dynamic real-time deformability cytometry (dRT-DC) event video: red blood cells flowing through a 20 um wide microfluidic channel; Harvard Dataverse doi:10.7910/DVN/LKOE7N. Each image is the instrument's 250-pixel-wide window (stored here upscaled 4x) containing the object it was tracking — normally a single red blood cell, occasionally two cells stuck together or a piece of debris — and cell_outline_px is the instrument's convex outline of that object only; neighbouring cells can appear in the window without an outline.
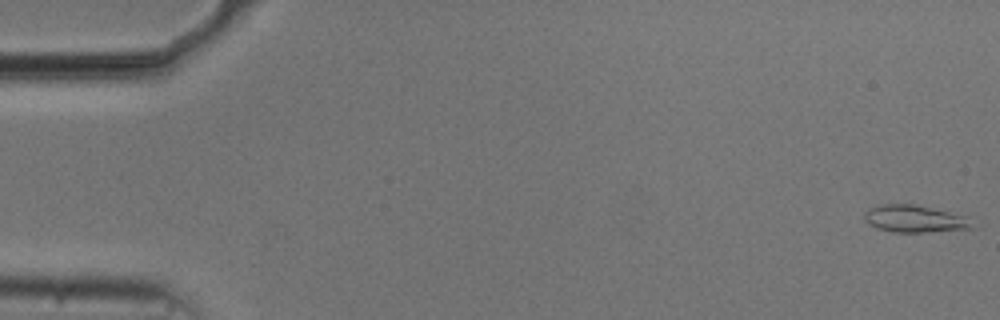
{"species": "common noctule bat (a hibernating species)", "species_latin": "Nyctalus noctula", "temperature_condition": "cold", "stored_images_in_passage": 54, "camera_frame_rate_fps": 3000, "um_per_image_px": 0.085, "animal": {"sex": "male", "body_mass_g": 20.5, "forearm_length_mm": 52.5}, "frame": {"image": 1, "passage_image": 1, "time_ms": 0.0, "image_size_px": [1000, 320], "cell_outline_px": [[976, 228], [928, 232], [892, 232], [876, 228], [868, 224], [864, 220], [864, 212], [868, 208], [880, 204], [916, 204], [968, 216]], "centroid_in_image_um": [77.75, 18.6], "position_along_channel_um": 7.2, "area_um2": 17.46}}
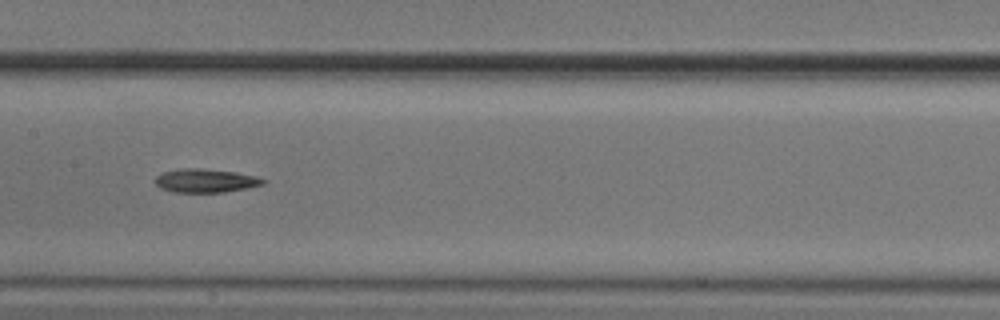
{"frame": {"image": 2, "passage_image": 27, "time_ms": 8.667, "image_size_px": [1000, 320], "cell_outline_px": [[268, 180], [264, 184], [248, 188], [224, 192], [176, 192], [160, 188], [156, 184], [156, 176], [164, 172], [180, 168], [200, 168], [236, 172], [256, 176]], "centroid_in_image_um": [17.51, 15.35], "position_along_channel_um": 189.9, "area_um2": 14.85}}
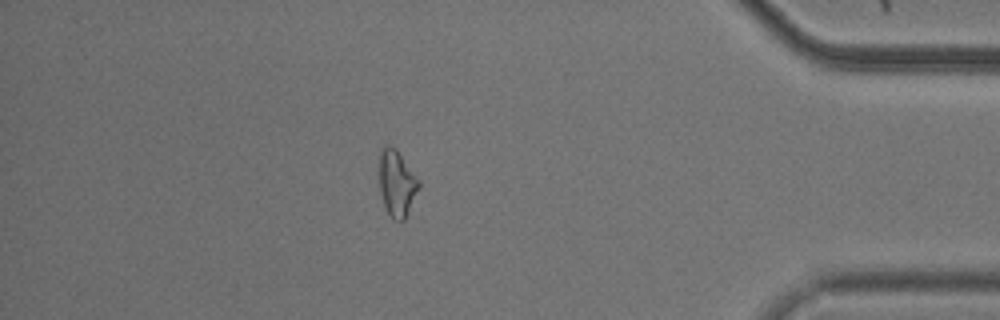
{"frame": {"image": 3, "passage_image": 47, "time_ms": 15.333, "image_size_px": [1000, 320], "cell_outline_px": [[420, 188], [404, 220], [396, 220], [388, 212], [384, 204], [380, 192], [380, 152], [384, 144], [388, 144], [396, 148], [420, 180]], "centroid_in_image_um": [33.75, 15.53], "position_along_channel_um": 401.4, "area_um2": 15.2}, "authors_computed_cell_mechanics": {"area_um2": 15.0569, "velocity_mm_per_s": 3.7536, "shape_relaxation_time_tau1_ms": null, "shape_relaxation_time_tau2_ms": 3.0009, "deformation_change_tau1": null, "deformation_change_tau2": 0.126}}